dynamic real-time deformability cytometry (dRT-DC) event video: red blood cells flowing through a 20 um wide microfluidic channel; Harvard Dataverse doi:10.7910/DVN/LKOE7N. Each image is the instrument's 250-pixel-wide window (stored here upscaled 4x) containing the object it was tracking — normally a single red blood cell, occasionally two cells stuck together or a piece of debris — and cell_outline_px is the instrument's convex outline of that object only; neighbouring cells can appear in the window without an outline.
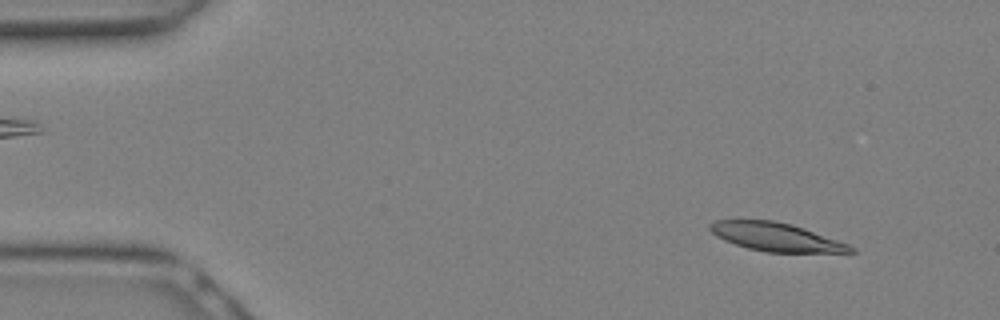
{"species": "Egyptian fruit bat (a non-hibernating species)", "species_latin": "Rousettus aegyptiacus", "temperature_condition": "warm", "stored_images_in_passage": 12, "camera_frame_rate_fps": 3000, "um_per_image_px": 0.085, "animal": {"sex": "female"}, "frame": {"image": 1, "passage_image": 3, "time_ms": 0.667, "image_size_px": [1000, 320], "cell_outline_px": [[856, 252], [764, 252], [748, 248], [724, 240], [716, 236], [708, 228], [708, 224], [716, 220], [772, 220], [792, 224], [804, 228], [848, 244], [856, 248]], "centroid_in_image_um": [65.94, 20.14], "position_along_channel_um": 19.1, "area_um2": 23.12}}
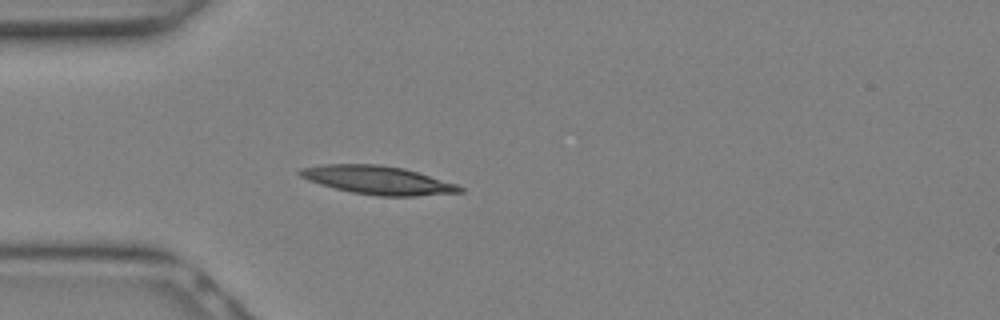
{"frame": {"image": 2, "passage_image": 8, "time_ms": 2.333, "image_size_px": [1000, 320], "cell_outline_px": [[464, 192], [416, 196], [376, 196], [352, 192], [320, 184], [308, 180], [300, 176], [296, 172], [300, 168], [324, 164], [380, 164], [404, 168], [456, 184], [464, 188]], "centroid_in_image_um": [32.1, 15.31], "position_along_channel_um": 52.9, "area_um2": 26.41}}
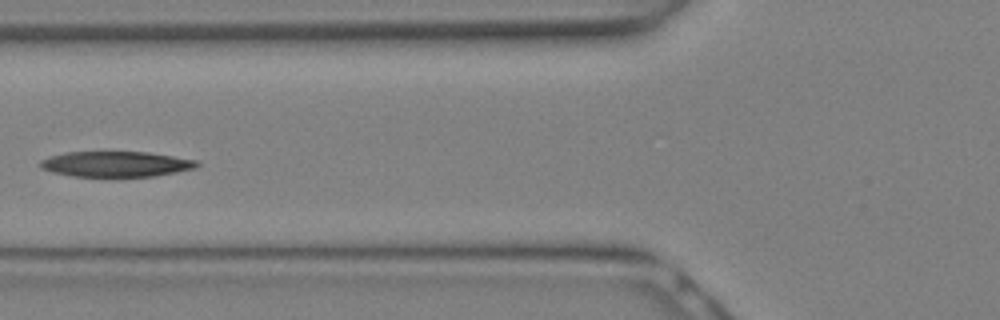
{"frame": {"image": 3, "passage_image": 11, "time_ms": 3.333, "image_size_px": [1000, 320], "cell_outline_px": [[200, 164], [196, 168], [156, 176], [72, 176], [52, 172], [40, 168], [40, 160], [64, 152], [148, 152], [196, 160]], "centroid_in_image_um": [9.85, 13.94], "position_along_channel_um": 115.9, "area_um2": 23.12}}